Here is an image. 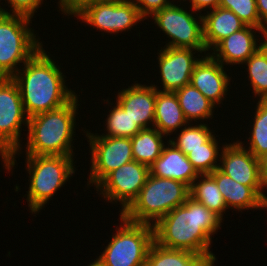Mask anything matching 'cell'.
<instances>
[{"label":"cell","mask_w":267,"mask_h":266,"mask_svg":"<svg viewBox=\"0 0 267 266\" xmlns=\"http://www.w3.org/2000/svg\"><path fill=\"white\" fill-rule=\"evenodd\" d=\"M221 222L217 214L189 197L152 224L154 242L165 248L197 253L214 266L216 258L210 251L211 235L220 228Z\"/></svg>","instance_id":"cell-1"},{"label":"cell","mask_w":267,"mask_h":266,"mask_svg":"<svg viewBox=\"0 0 267 266\" xmlns=\"http://www.w3.org/2000/svg\"><path fill=\"white\" fill-rule=\"evenodd\" d=\"M63 76L41 47L24 64L23 70L12 77L19 87L28 118L60 108L76 96L74 91L66 88Z\"/></svg>","instance_id":"cell-2"},{"label":"cell","mask_w":267,"mask_h":266,"mask_svg":"<svg viewBox=\"0 0 267 266\" xmlns=\"http://www.w3.org/2000/svg\"><path fill=\"white\" fill-rule=\"evenodd\" d=\"M78 99L55 110L28 118V143L26 155L73 156L75 115Z\"/></svg>","instance_id":"cell-3"},{"label":"cell","mask_w":267,"mask_h":266,"mask_svg":"<svg viewBox=\"0 0 267 266\" xmlns=\"http://www.w3.org/2000/svg\"><path fill=\"white\" fill-rule=\"evenodd\" d=\"M189 197L190 187L183 182L149 174L137 198L120 215L135 223H156Z\"/></svg>","instance_id":"cell-4"},{"label":"cell","mask_w":267,"mask_h":266,"mask_svg":"<svg viewBox=\"0 0 267 266\" xmlns=\"http://www.w3.org/2000/svg\"><path fill=\"white\" fill-rule=\"evenodd\" d=\"M31 18L0 8V77L12 78L42 47L28 27ZM28 27V28H27Z\"/></svg>","instance_id":"cell-5"},{"label":"cell","mask_w":267,"mask_h":266,"mask_svg":"<svg viewBox=\"0 0 267 266\" xmlns=\"http://www.w3.org/2000/svg\"><path fill=\"white\" fill-rule=\"evenodd\" d=\"M73 156L26 155L30 175L27 199L31 212L40 211L57 189L75 173Z\"/></svg>","instance_id":"cell-6"},{"label":"cell","mask_w":267,"mask_h":266,"mask_svg":"<svg viewBox=\"0 0 267 266\" xmlns=\"http://www.w3.org/2000/svg\"><path fill=\"white\" fill-rule=\"evenodd\" d=\"M120 219L123 225L112 236L98 260L105 266H145L154 242L153 225L131 222L121 215Z\"/></svg>","instance_id":"cell-7"},{"label":"cell","mask_w":267,"mask_h":266,"mask_svg":"<svg viewBox=\"0 0 267 266\" xmlns=\"http://www.w3.org/2000/svg\"><path fill=\"white\" fill-rule=\"evenodd\" d=\"M25 114L17 83L0 77V156L8 171L15 165V154L20 148L21 125L28 124Z\"/></svg>","instance_id":"cell-8"},{"label":"cell","mask_w":267,"mask_h":266,"mask_svg":"<svg viewBox=\"0 0 267 266\" xmlns=\"http://www.w3.org/2000/svg\"><path fill=\"white\" fill-rule=\"evenodd\" d=\"M198 17L199 20L183 8L172 4L156 12L153 20L172 38L166 47L193 48L201 53L207 49L204 42L203 15Z\"/></svg>","instance_id":"cell-9"},{"label":"cell","mask_w":267,"mask_h":266,"mask_svg":"<svg viewBox=\"0 0 267 266\" xmlns=\"http://www.w3.org/2000/svg\"><path fill=\"white\" fill-rule=\"evenodd\" d=\"M92 166L89 183L97 185L107 174L133 161L132 142L126 137H108L90 134Z\"/></svg>","instance_id":"cell-10"},{"label":"cell","mask_w":267,"mask_h":266,"mask_svg":"<svg viewBox=\"0 0 267 266\" xmlns=\"http://www.w3.org/2000/svg\"><path fill=\"white\" fill-rule=\"evenodd\" d=\"M149 174V166L133 160L107 174L96 188L106 200H119L123 213L137 198Z\"/></svg>","instance_id":"cell-11"},{"label":"cell","mask_w":267,"mask_h":266,"mask_svg":"<svg viewBox=\"0 0 267 266\" xmlns=\"http://www.w3.org/2000/svg\"><path fill=\"white\" fill-rule=\"evenodd\" d=\"M79 19L94 28L117 33L132 28L138 21L143 20L134 0H105L86 7Z\"/></svg>","instance_id":"cell-12"},{"label":"cell","mask_w":267,"mask_h":266,"mask_svg":"<svg viewBox=\"0 0 267 266\" xmlns=\"http://www.w3.org/2000/svg\"><path fill=\"white\" fill-rule=\"evenodd\" d=\"M222 148L219 169L236 182L251 186L267 202V196L262 192L267 185L260 174L259 159L238 141Z\"/></svg>","instance_id":"cell-13"},{"label":"cell","mask_w":267,"mask_h":266,"mask_svg":"<svg viewBox=\"0 0 267 266\" xmlns=\"http://www.w3.org/2000/svg\"><path fill=\"white\" fill-rule=\"evenodd\" d=\"M193 48L166 47L159 52V67L163 91L175 92L190 84L191 75L196 63L200 60L194 58Z\"/></svg>","instance_id":"cell-14"},{"label":"cell","mask_w":267,"mask_h":266,"mask_svg":"<svg viewBox=\"0 0 267 266\" xmlns=\"http://www.w3.org/2000/svg\"><path fill=\"white\" fill-rule=\"evenodd\" d=\"M224 65L207 55L194 66L190 83L214 104H220L227 92L229 78Z\"/></svg>","instance_id":"cell-15"},{"label":"cell","mask_w":267,"mask_h":266,"mask_svg":"<svg viewBox=\"0 0 267 266\" xmlns=\"http://www.w3.org/2000/svg\"><path fill=\"white\" fill-rule=\"evenodd\" d=\"M156 86L135 84L118 93L116 103L141 129L154 126Z\"/></svg>","instance_id":"cell-16"},{"label":"cell","mask_w":267,"mask_h":266,"mask_svg":"<svg viewBox=\"0 0 267 266\" xmlns=\"http://www.w3.org/2000/svg\"><path fill=\"white\" fill-rule=\"evenodd\" d=\"M261 32L265 37V41L257 46L256 39L253 34L254 30ZM253 30V31H252ZM267 33L261 28L246 25L243 29L232 33L230 36L221 40L214 48V55L211 56L220 62L226 64H243L266 42ZM217 53H216V52ZM219 52V53H218ZM216 53V54H215ZM224 62V63H223Z\"/></svg>","instance_id":"cell-17"},{"label":"cell","mask_w":267,"mask_h":266,"mask_svg":"<svg viewBox=\"0 0 267 266\" xmlns=\"http://www.w3.org/2000/svg\"><path fill=\"white\" fill-rule=\"evenodd\" d=\"M161 155L149 166L150 175L159 178H170L183 182L191 187L192 183L201 178L192 163L180 149L168 142Z\"/></svg>","instance_id":"cell-18"},{"label":"cell","mask_w":267,"mask_h":266,"mask_svg":"<svg viewBox=\"0 0 267 266\" xmlns=\"http://www.w3.org/2000/svg\"><path fill=\"white\" fill-rule=\"evenodd\" d=\"M217 183L227 208L242 210L267 208V202L251 187L240 184L219 168L209 174Z\"/></svg>","instance_id":"cell-19"},{"label":"cell","mask_w":267,"mask_h":266,"mask_svg":"<svg viewBox=\"0 0 267 266\" xmlns=\"http://www.w3.org/2000/svg\"><path fill=\"white\" fill-rule=\"evenodd\" d=\"M210 12L203 16L204 42L207 51L246 26L234 12L228 9L217 7Z\"/></svg>","instance_id":"cell-20"},{"label":"cell","mask_w":267,"mask_h":266,"mask_svg":"<svg viewBox=\"0 0 267 266\" xmlns=\"http://www.w3.org/2000/svg\"><path fill=\"white\" fill-rule=\"evenodd\" d=\"M154 126L160 133L168 135L185 126L188 121L179 105L175 92L157 90Z\"/></svg>","instance_id":"cell-21"},{"label":"cell","mask_w":267,"mask_h":266,"mask_svg":"<svg viewBox=\"0 0 267 266\" xmlns=\"http://www.w3.org/2000/svg\"><path fill=\"white\" fill-rule=\"evenodd\" d=\"M145 266H212L203 256L186 250L169 249L153 242Z\"/></svg>","instance_id":"cell-22"},{"label":"cell","mask_w":267,"mask_h":266,"mask_svg":"<svg viewBox=\"0 0 267 266\" xmlns=\"http://www.w3.org/2000/svg\"><path fill=\"white\" fill-rule=\"evenodd\" d=\"M185 119L188 121L212 117L215 104L207 99L191 83L175 91Z\"/></svg>","instance_id":"cell-23"},{"label":"cell","mask_w":267,"mask_h":266,"mask_svg":"<svg viewBox=\"0 0 267 266\" xmlns=\"http://www.w3.org/2000/svg\"><path fill=\"white\" fill-rule=\"evenodd\" d=\"M160 133L155 127L141 129L131 139L133 160L150 166L162 153L165 146Z\"/></svg>","instance_id":"cell-24"},{"label":"cell","mask_w":267,"mask_h":266,"mask_svg":"<svg viewBox=\"0 0 267 266\" xmlns=\"http://www.w3.org/2000/svg\"><path fill=\"white\" fill-rule=\"evenodd\" d=\"M201 177L203 179L201 178L199 181L197 178L192 183L190 197L203 204L223 220L222 213L227 209V206L216 181L209 174H201Z\"/></svg>","instance_id":"cell-25"},{"label":"cell","mask_w":267,"mask_h":266,"mask_svg":"<svg viewBox=\"0 0 267 266\" xmlns=\"http://www.w3.org/2000/svg\"><path fill=\"white\" fill-rule=\"evenodd\" d=\"M250 84L259 100H267V41L245 62Z\"/></svg>","instance_id":"cell-26"},{"label":"cell","mask_w":267,"mask_h":266,"mask_svg":"<svg viewBox=\"0 0 267 266\" xmlns=\"http://www.w3.org/2000/svg\"><path fill=\"white\" fill-rule=\"evenodd\" d=\"M249 150L256 158L267 154V100H259L256 107Z\"/></svg>","instance_id":"cell-27"},{"label":"cell","mask_w":267,"mask_h":266,"mask_svg":"<svg viewBox=\"0 0 267 266\" xmlns=\"http://www.w3.org/2000/svg\"><path fill=\"white\" fill-rule=\"evenodd\" d=\"M214 135H212L203 147L192 150L187 154V158L192 163L196 171L201 174H210L219 168L217 163L219 147Z\"/></svg>","instance_id":"cell-28"},{"label":"cell","mask_w":267,"mask_h":266,"mask_svg":"<svg viewBox=\"0 0 267 266\" xmlns=\"http://www.w3.org/2000/svg\"><path fill=\"white\" fill-rule=\"evenodd\" d=\"M106 121L108 133L103 136L132 138L141 130L118 104L110 111Z\"/></svg>","instance_id":"cell-29"},{"label":"cell","mask_w":267,"mask_h":266,"mask_svg":"<svg viewBox=\"0 0 267 266\" xmlns=\"http://www.w3.org/2000/svg\"><path fill=\"white\" fill-rule=\"evenodd\" d=\"M206 124L198 126H186L181 129L177 140H169L177 149H180L185 155L194 149L203 147V144L213 135Z\"/></svg>","instance_id":"cell-30"},{"label":"cell","mask_w":267,"mask_h":266,"mask_svg":"<svg viewBox=\"0 0 267 266\" xmlns=\"http://www.w3.org/2000/svg\"><path fill=\"white\" fill-rule=\"evenodd\" d=\"M219 7L234 12L246 25L260 28L256 0H220Z\"/></svg>","instance_id":"cell-31"},{"label":"cell","mask_w":267,"mask_h":266,"mask_svg":"<svg viewBox=\"0 0 267 266\" xmlns=\"http://www.w3.org/2000/svg\"><path fill=\"white\" fill-rule=\"evenodd\" d=\"M11 4L13 15L33 17L42 0H7Z\"/></svg>","instance_id":"cell-32"},{"label":"cell","mask_w":267,"mask_h":266,"mask_svg":"<svg viewBox=\"0 0 267 266\" xmlns=\"http://www.w3.org/2000/svg\"><path fill=\"white\" fill-rule=\"evenodd\" d=\"M134 4L139 9L141 16L145 19L150 14L153 16L156 12L161 9L172 5L168 0H135Z\"/></svg>","instance_id":"cell-33"},{"label":"cell","mask_w":267,"mask_h":266,"mask_svg":"<svg viewBox=\"0 0 267 266\" xmlns=\"http://www.w3.org/2000/svg\"><path fill=\"white\" fill-rule=\"evenodd\" d=\"M105 0H60V9L65 14L77 17L86 7Z\"/></svg>","instance_id":"cell-34"},{"label":"cell","mask_w":267,"mask_h":266,"mask_svg":"<svg viewBox=\"0 0 267 266\" xmlns=\"http://www.w3.org/2000/svg\"><path fill=\"white\" fill-rule=\"evenodd\" d=\"M256 4L260 17V28L267 33V0H256Z\"/></svg>","instance_id":"cell-35"},{"label":"cell","mask_w":267,"mask_h":266,"mask_svg":"<svg viewBox=\"0 0 267 266\" xmlns=\"http://www.w3.org/2000/svg\"><path fill=\"white\" fill-rule=\"evenodd\" d=\"M190 2L192 3V10L200 12L206 7H211L212 10L219 7L220 0H191Z\"/></svg>","instance_id":"cell-36"},{"label":"cell","mask_w":267,"mask_h":266,"mask_svg":"<svg viewBox=\"0 0 267 266\" xmlns=\"http://www.w3.org/2000/svg\"><path fill=\"white\" fill-rule=\"evenodd\" d=\"M259 163L261 177L264 183L267 185V154L259 158Z\"/></svg>","instance_id":"cell-37"},{"label":"cell","mask_w":267,"mask_h":266,"mask_svg":"<svg viewBox=\"0 0 267 266\" xmlns=\"http://www.w3.org/2000/svg\"><path fill=\"white\" fill-rule=\"evenodd\" d=\"M89 266H105V265L100 260L96 259V261L90 264Z\"/></svg>","instance_id":"cell-38"}]
</instances>
